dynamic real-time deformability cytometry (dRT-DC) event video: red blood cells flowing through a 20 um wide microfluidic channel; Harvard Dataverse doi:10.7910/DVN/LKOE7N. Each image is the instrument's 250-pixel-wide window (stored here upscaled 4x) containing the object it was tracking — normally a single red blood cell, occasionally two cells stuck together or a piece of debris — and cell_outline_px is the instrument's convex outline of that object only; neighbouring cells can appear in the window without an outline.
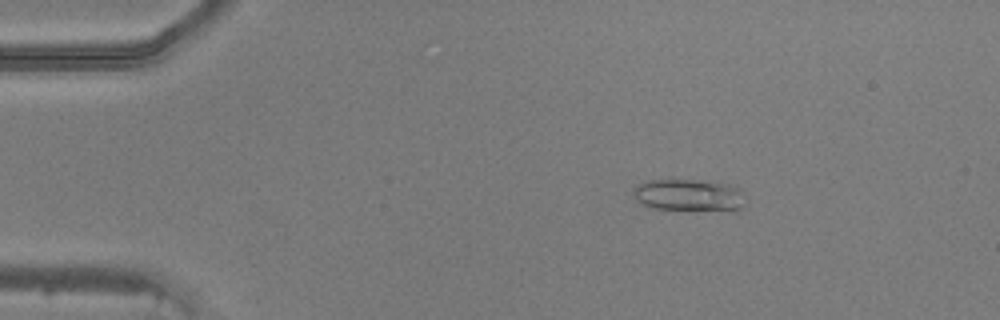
{"species": "common noctule bat (a hibernating species)", "species_latin": "Nyctalus noctula", "temperature_condition": "warm", "stored_images_in_passage": 44, "camera_frame_rate_fps": 3000, "um_per_image_px": 0.085, "animal": {"sex": "male", "body_mass_g": 20.5, "forearm_length_mm": 52.5}, "frame": {"image": 1, "passage_image": 4, "time_ms": 1.0, "image_size_px": [1000, 320], "cell_outline_px": [[748, 200], [740, 212], [736, 212], [652, 208], [636, 200], [632, 192], [640, 184], [648, 180], [708, 180], [732, 184], [740, 188]], "centroid_in_image_um": [58.73, 16.61], "position_along_channel_um": 26.3, "area_um2": 21.79}}
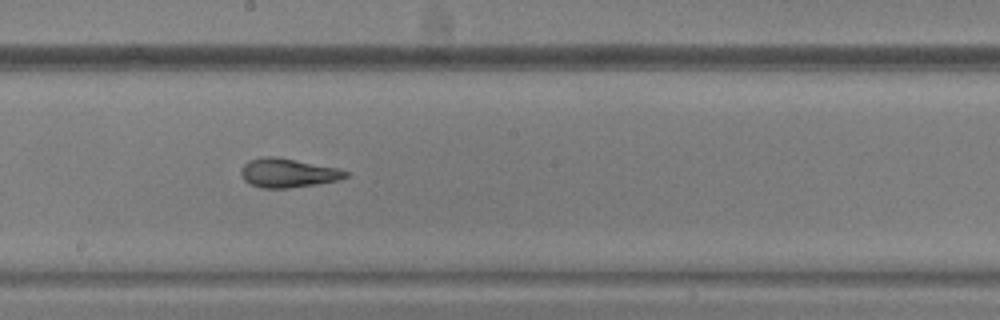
{"frame": {"image": 2, "passage_image": 23, "time_ms": 7.333, "image_size_px": [1000, 320], "cell_outline_px": [[348, 176], [336, 180], [316, 184], [288, 188], [260, 188], [244, 180], [240, 172], [240, 168], [248, 160], [264, 156], [276, 156], [336, 168], [348, 172]], "centroid_in_image_um": [24.41, 14.69], "position_along_channel_um": 223.8, "area_um2": 17.51}}
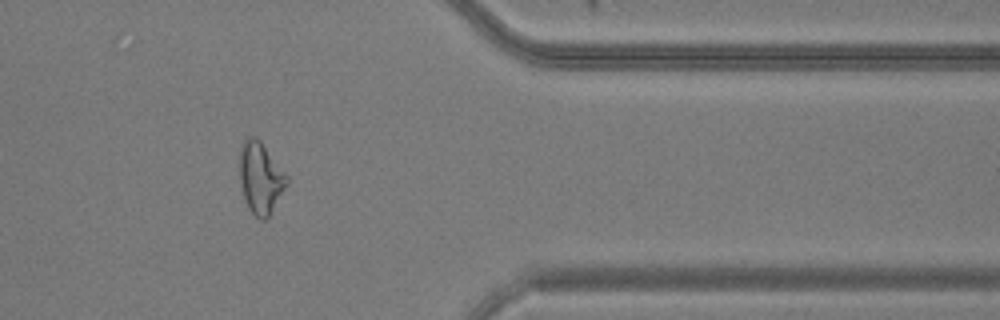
{"frame": {"image": 3, "passage_image": 36, "time_ms": 11.667, "image_size_px": [1000, 320], "cell_outline_px": [[288, 184], [268, 216], [264, 220], [260, 220], [248, 208], [244, 196], [240, 180], [240, 144], [248, 136], [256, 136], [260, 140], [288, 176]], "centroid_in_image_um": [22.14, 15.08], "position_along_channel_um": 389.3, "area_um2": 19.48}}